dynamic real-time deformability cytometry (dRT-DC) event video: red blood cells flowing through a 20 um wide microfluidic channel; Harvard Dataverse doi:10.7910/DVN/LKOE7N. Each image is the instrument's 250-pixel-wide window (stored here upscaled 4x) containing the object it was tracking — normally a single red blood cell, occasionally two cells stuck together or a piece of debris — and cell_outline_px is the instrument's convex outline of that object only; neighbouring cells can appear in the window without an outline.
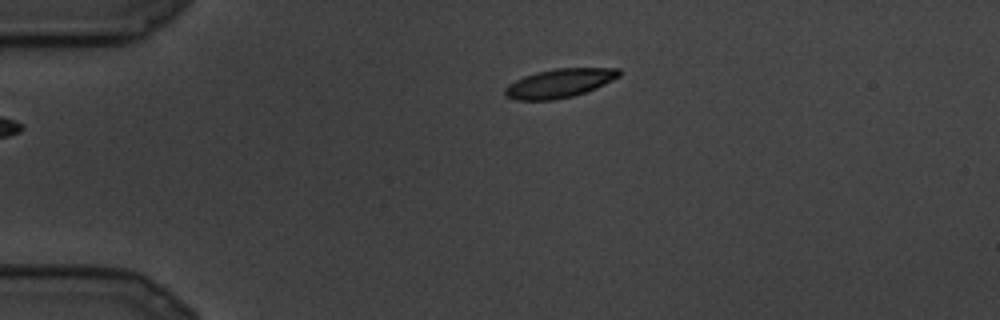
{"species": "common noctule bat (a hibernating species)", "species_latin": "Nyctalus noctula", "temperature_condition": "cold", "stored_images_in_passage": 3, "camera_frame_rate_fps": 3000, "um_per_image_px": 0.085, "animal": {"sex": "male", "body_mass_g": 19.5, "forearm_length_mm": 54.6}, "frame": {"image": 1, "passage_image": 1, "time_ms": 0.0, "image_size_px": [1000, 320], "cell_outline_px": [[620, 76], [596, 88], [572, 96], [552, 100], [516, 100], [504, 96], [504, 88], [508, 84], [524, 76], [536, 72], [556, 68], [620, 68]], "centroid_in_image_um": [47.52, 7.07], "position_along_channel_um": 37.5, "area_um2": 19.13}}